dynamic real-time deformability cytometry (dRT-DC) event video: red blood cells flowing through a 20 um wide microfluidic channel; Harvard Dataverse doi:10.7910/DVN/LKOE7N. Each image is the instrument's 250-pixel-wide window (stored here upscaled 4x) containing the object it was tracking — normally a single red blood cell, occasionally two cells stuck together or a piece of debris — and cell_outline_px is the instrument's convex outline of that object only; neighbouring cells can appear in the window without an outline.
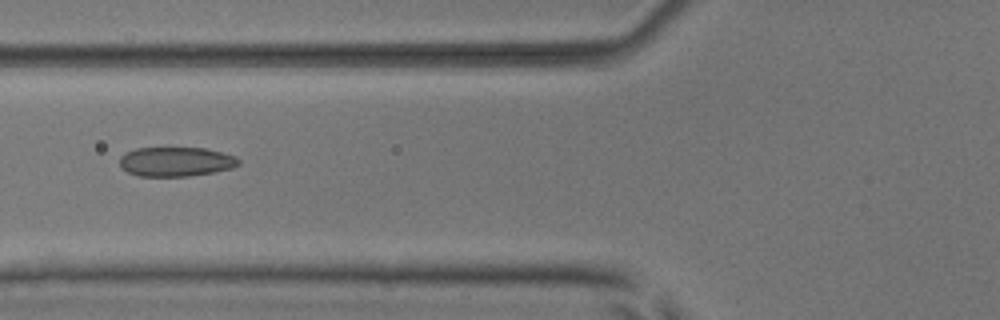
{"species": "common noctule bat (a hibernating species)", "species_latin": "Nyctalus noctula", "temperature_condition": "room temperature", "stored_images_in_passage": 6, "camera_frame_rate_fps": 3000, "um_per_image_px": 0.085, "animal": {"sex": "male", "body_mass_g": 17.9, "forearm_length_mm": 54.2}, "frame": {"image": 1, "passage_image": 6, "time_ms": 5.667, "image_size_px": [1000, 320], "cell_outline_px": [[240, 164], [232, 168], [212, 172], [188, 176], [136, 176], [120, 168], [120, 156], [124, 152], [136, 148], [204, 148], [236, 156], [240, 160]], "centroid_in_image_um": [14.92, 13.74], "position_along_channel_um": 110.9, "area_um2": 20.46}}